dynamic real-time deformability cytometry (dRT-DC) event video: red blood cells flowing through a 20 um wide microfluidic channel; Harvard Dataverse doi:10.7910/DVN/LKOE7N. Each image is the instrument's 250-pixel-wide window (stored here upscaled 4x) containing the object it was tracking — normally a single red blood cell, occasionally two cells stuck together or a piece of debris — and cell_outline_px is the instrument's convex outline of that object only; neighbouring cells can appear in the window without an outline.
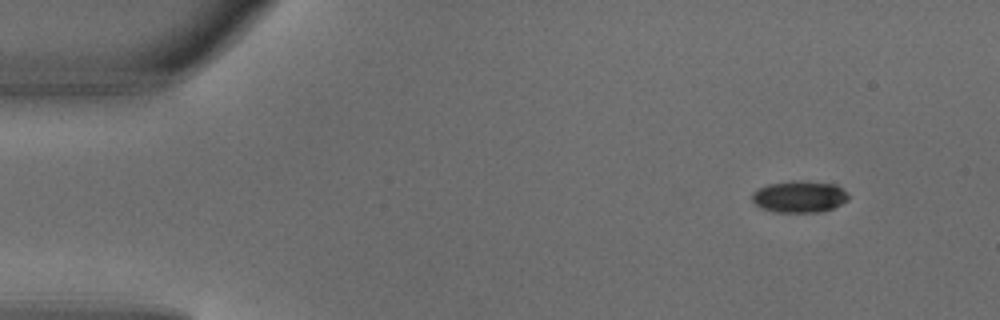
{"species": "common noctule bat (a hibernating species)", "species_latin": "Nyctalus noctula", "temperature_condition": "warm", "stored_images_in_passage": 4, "camera_frame_rate_fps": 3000, "um_per_image_px": 0.085, "animal": {"sex": "male", "body_mass_g": 18.8}, "frame": {"image": 1, "passage_image": 1, "time_ms": 0.0, "image_size_px": [1000, 320], "cell_outline_px": [[848, 200], [832, 208], [820, 212], [776, 212], [760, 208], [752, 200], [752, 192], [756, 188], [768, 184], [792, 180], [800, 180], [836, 184], [848, 196]], "centroid_in_image_um": [67.89, 16.71], "position_along_channel_um": 17.1, "area_um2": 17.86}}